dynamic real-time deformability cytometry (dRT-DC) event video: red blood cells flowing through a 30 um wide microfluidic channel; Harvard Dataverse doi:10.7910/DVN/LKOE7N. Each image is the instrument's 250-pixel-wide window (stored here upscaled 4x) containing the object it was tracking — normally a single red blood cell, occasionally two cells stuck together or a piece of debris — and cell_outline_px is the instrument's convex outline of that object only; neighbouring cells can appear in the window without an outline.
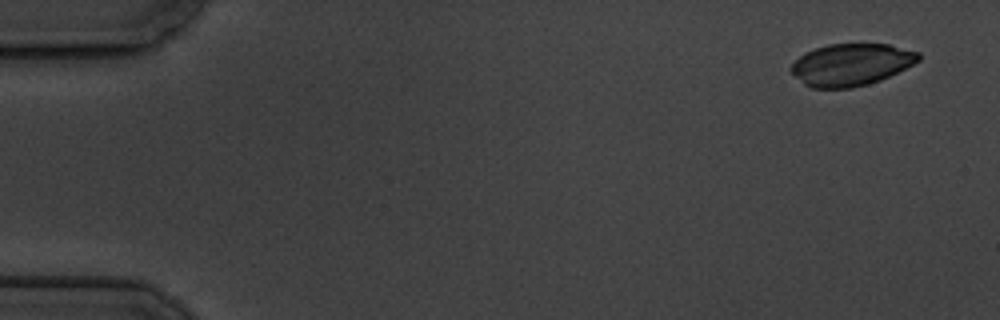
{"species": "common noctule bat (a hibernating species)", "species_latin": "Nyctalus noctula", "temperature_condition": "cold", "stored_images_in_passage": 5, "camera_frame_rate_fps": 3000, "um_per_image_px": 0.085, "animal": {"sex": "male", "body_mass_g": 19.5, "forearm_length_mm": 54.6}, "frame": {"image": 1, "passage_image": 1, "time_ms": 0.0, "image_size_px": [1000, 320], "cell_outline_px": [[920, 60], [880, 80], [868, 84], [852, 88], [812, 88], [804, 84], [788, 68], [800, 56], [816, 48], [828, 44], [888, 44], [920, 52]], "centroid_in_image_um": [72.34, 5.49], "position_along_channel_um": 12.7, "area_um2": 30.92}}